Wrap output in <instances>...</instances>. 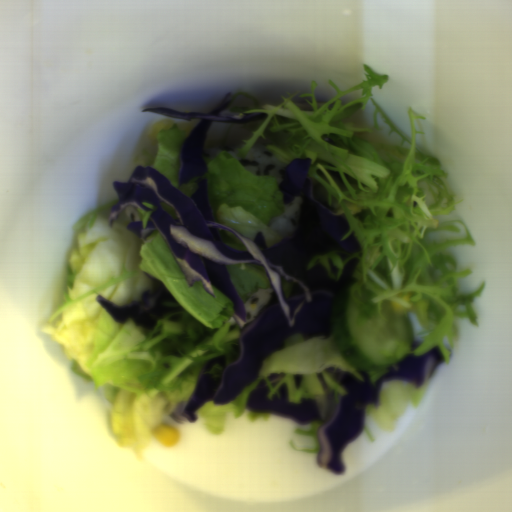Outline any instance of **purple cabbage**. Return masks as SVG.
Listing matches in <instances>:
<instances>
[{
	"label": "purple cabbage",
	"mask_w": 512,
	"mask_h": 512,
	"mask_svg": "<svg viewBox=\"0 0 512 512\" xmlns=\"http://www.w3.org/2000/svg\"><path fill=\"white\" fill-rule=\"evenodd\" d=\"M302 375L294 374L293 373V379H294V386L297 389L300 385Z\"/></svg>",
	"instance_id": "obj_6"
},
{
	"label": "purple cabbage",
	"mask_w": 512,
	"mask_h": 512,
	"mask_svg": "<svg viewBox=\"0 0 512 512\" xmlns=\"http://www.w3.org/2000/svg\"><path fill=\"white\" fill-rule=\"evenodd\" d=\"M443 362L446 360L438 345L421 356L408 354L390 365L373 384L359 370L356 371L364 381L352 372L329 366L324 372L346 387L344 396L332 390L319 371L316 376L326 398L325 419L318 429L319 467L345 475L347 467L341 458L342 451L349 441L361 434L367 405L379 407L383 384L390 380H408L420 389Z\"/></svg>",
	"instance_id": "obj_2"
},
{
	"label": "purple cabbage",
	"mask_w": 512,
	"mask_h": 512,
	"mask_svg": "<svg viewBox=\"0 0 512 512\" xmlns=\"http://www.w3.org/2000/svg\"><path fill=\"white\" fill-rule=\"evenodd\" d=\"M286 373L283 372H273L268 376V382L274 387L278 382H280Z\"/></svg>",
	"instance_id": "obj_5"
},
{
	"label": "purple cabbage",
	"mask_w": 512,
	"mask_h": 512,
	"mask_svg": "<svg viewBox=\"0 0 512 512\" xmlns=\"http://www.w3.org/2000/svg\"><path fill=\"white\" fill-rule=\"evenodd\" d=\"M144 273L152 281L154 291H144L139 299L119 305L98 293L97 300L119 324H125L133 319L135 324L150 329L155 326V322L150 317L151 314L161 317L182 311V305H165L168 302H175L173 296L157 275Z\"/></svg>",
	"instance_id": "obj_3"
},
{
	"label": "purple cabbage",
	"mask_w": 512,
	"mask_h": 512,
	"mask_svg": "<svg viewBox=\"0 0 512 512\" xmlns=\"http://www.w3.org/2000/svg\"><path fill=\"white\" fill-rule=\"evenodd\" d=\"M225 94L209 112H178L170 108H148L170 119H201L184 138L180 151L178 185L197 176L187 195L175 188L155 167H134L126 180L111 181L117 199L109 216L112 230L121 211L125 226L144 240L152 232L167 241L178 269L192 288L199 281L213 298L212 285L230 300L239 326L240 355L229 365L224 354L203 366L185 403L170 414L172 422H197V410L212 401L228 405L255 380L267 356L282 350L290 335L310 341L334 337L333 302L337 292L356 282L357 256L348 259L338 281L317 258L334 251L355 253L361 246L343 212L317 198L308 178L309 158L293 157L285 163L278 190L283 206L296 197L302 201L297 230L292 239H281L268 247L262 230L249 239L239 231L216 224L206 178V136L213 121L249 123L265 118L261 113L221 116L232 97ZM229 99V100H228Z\"/></svg>",
	"instance_id": "obj_1"
},
{
	"label": "purple cabbage",
	"mask_w": 512,
	"mask_h": 512,
	"mask_svg": "<svg viewBox=\"0 0 512 512\" xmlns=\"http://www.w3.org/2000/svg\"><path fill=\"white\" fill-rule=\"evenodd\" d=\"M269 385L263 379L250 391L245 406L256 412L279 413L297 420L302 426L321 421L318 402L311 397H303L300 403L290 401L286 383L277 387L269 397Z\"/></svg>",
	"instance_id": "obj_4"
},
{
	"label": "purple cabbage",
	"mask_w": 512,
	"mask_h": 512,
	"mask_svg": "<svg viewBox=\"0 0 512 512\" xmlns=\"http://www.w3.org/2000/svg\"><path fill=\"white\" fill-rule=\"evenodd\" d=\"M328 264H329L330 271H332L335 274L338 273L339 270L337 269L334 262L329 257H328Z\"/></svg>",
	"instance_id": "obj_7"
}]
</instances>
